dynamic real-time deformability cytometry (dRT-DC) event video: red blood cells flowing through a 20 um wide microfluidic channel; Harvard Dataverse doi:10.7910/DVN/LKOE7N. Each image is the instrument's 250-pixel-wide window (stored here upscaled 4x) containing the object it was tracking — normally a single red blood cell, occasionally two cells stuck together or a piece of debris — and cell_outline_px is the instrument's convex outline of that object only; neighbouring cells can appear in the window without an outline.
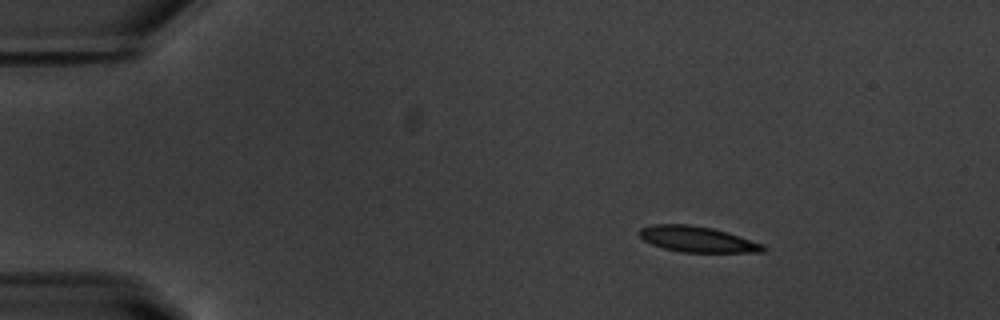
{"species": "common noctule bat (a hibernating species)", "species_latin": "Nyctalus noctula", "temperature_condition": "warm", "stored_images_in_passage": 47, "camera_frame_rate_fps": 3000, "um_per_image_px": 0.085, "animal": {"sex": "male", "body_mass_g": 20.1, "forearm_length_mm": 53.5}, "frame": {"image": 1, "passage_image": 1, "time_ms": 0.0, "image_size_px": [1000, 320], "cell_outline_px": [[768, 248], [764, 252], [680, 252], [664, 248], [652, 244], [644, 240], [636, 232], [640, 228], [652, 224], [688, 224], [712, 228], [764, 244]], "centroid_in_image_um": [59.25, 20.33], "position_along_channel_um": 25.8, "area_um2": 18.55}}
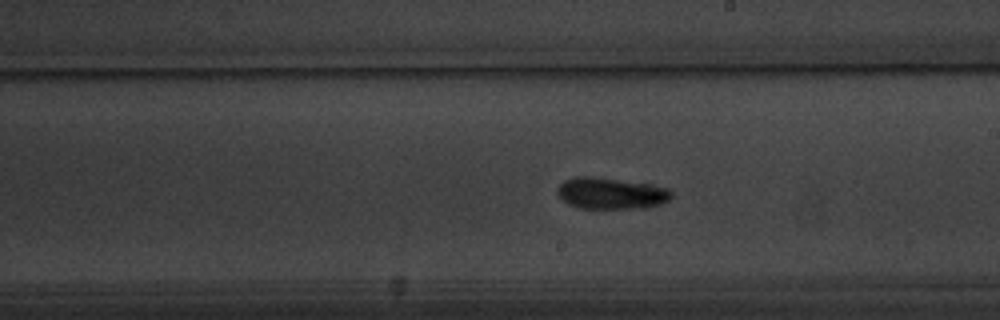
{"frame": {"image": 2, "passage_image": 24, "time_ms": 7.667, "image_size_px": [1000, 320], "cell_outline_px": [[672, 200], [660, 204], [640, 208], [580, 208], [568, 204], [556, 192], [556, 188], [564, 180], [576, 176], [588, 176], [620, 180], [668, 188], [672, 192]], "centroid_in_image_um": [51.91, 16.44], "position_along_channel_um": 237.1, "area_um2": 20.69}}
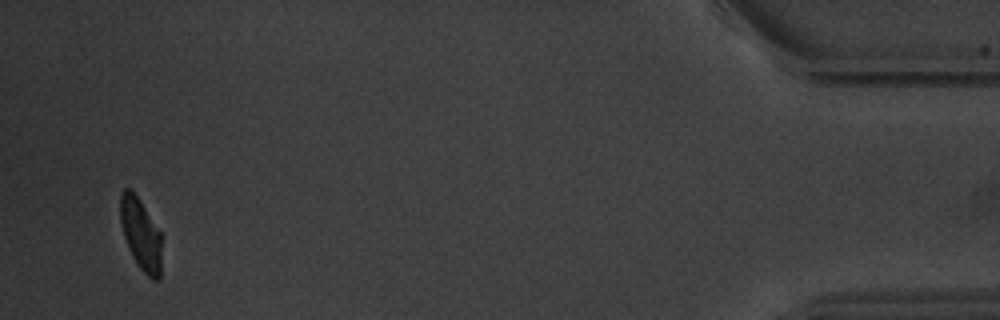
{"frame": {"image": 3, "passage_image": 45, "time_ms": 14.667, "image_size_px": [1000, 320], "cell_outline_px": [[160, 280], [152, 280], [140, 268], [132, 256], [124, 236], [120, 220], [120, 192], [124, 188], [132, 188], [160, 232]], "centroid_in_image_um": [11.94, 19.87], "position_along_channel_um": 423.3, "area_um2": 17.05}, "authors_computed_cell_mechanics": {"area_um2": 19.1896, "velocity_mm_per_s": 3.7435, "shape_relaxation_time_tau1_ms": 5.4748, "shape_relaxation_time_tau2_ms": 2.5847, "deformation_change_tau1": 0.1657, "deformation_change_tau2": 0.0926}}